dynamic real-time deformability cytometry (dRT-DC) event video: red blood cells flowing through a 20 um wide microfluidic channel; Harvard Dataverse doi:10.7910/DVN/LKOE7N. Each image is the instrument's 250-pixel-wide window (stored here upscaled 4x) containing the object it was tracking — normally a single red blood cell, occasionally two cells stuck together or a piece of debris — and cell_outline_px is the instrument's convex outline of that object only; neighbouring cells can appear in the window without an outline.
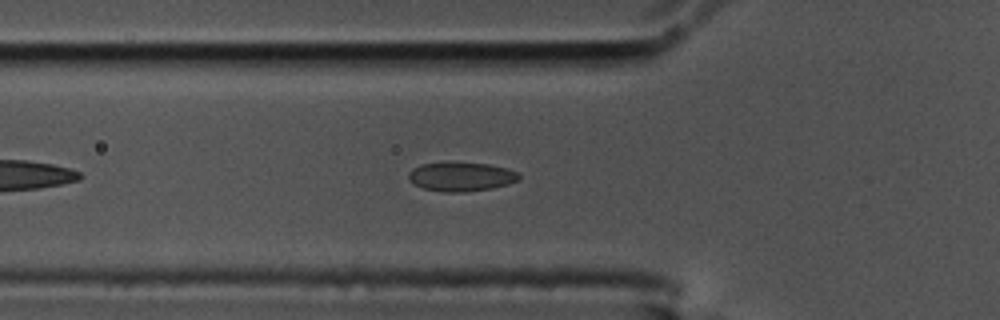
{"species": "common noctule bat (a hibernating species)", "species_latin": "Nyctalus noctula", "temperature_condition": "cold", "stored_images_in_passage": 41, "camera_frame_rate_fps": 3000, "um_per_image_px": 0.085, "animal": {"sex": "male", "body_mass_g": 17.5, "forearm_length_mm": 52.3}, "frame": {"image": 1, "passage_image": 8, "time_ms": 2.333, "image_size_px": [1000, 320], "cell_outline_px": [[520, 180], [508, 184], [492, 188], [464, 192], [440, 192], [424, 188], [408, 180], [408, 172], [412, 168], [420, 164], [488, 164], [504, 168], [516, 172], [520, 176]], "centroid_in_image_um": [39.18, 15.05], "position_along_channel_um": 86.6, "area_um2": 18.21}}
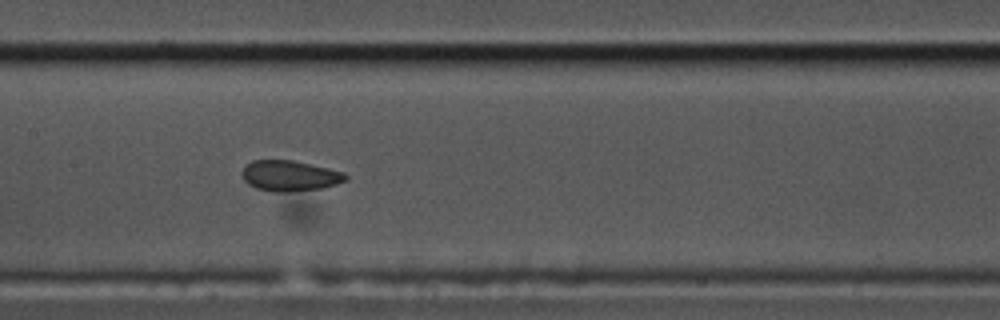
{"frame": {"image": 2, "passage_image": 16, "time_ms": 5.0, "image_size_px": [1000, 320], "cell_outline_px": [[348, 180], [336, 184], [320, 188], [284, 192], [276, 192], [256, 188], [248, 184], [244, 180], [240, 172], [252, 160], [292, 160], [312, 164], [344, 172], [348, 176]], "centroid_in_image_um": [24.63, 14.93], "position_along_channel_um": 182.8, "area_um2": 18.44}}
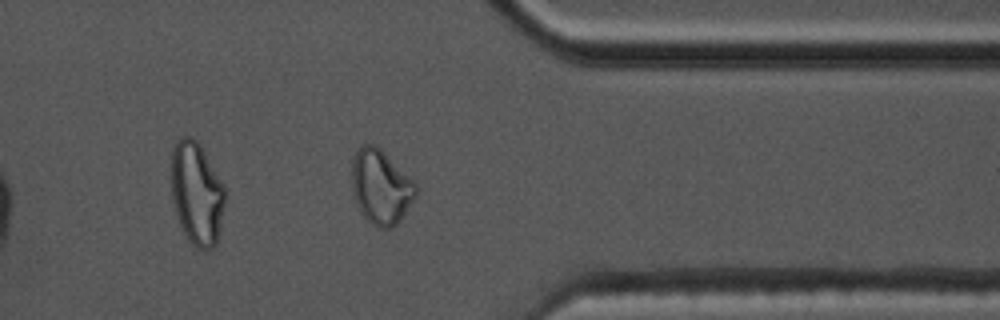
{"frame": {"image": 3, "passage_image": 33, "time_ms": 10.667, "image_size_px": [1000, 320], "cell_outline_px": [[420, 188], [416, 196], [400, 220], [396, 224], [388, 228], [376, 228], [360, 212], [356, 204], [352, 192], [352, 160], [360, 144], [376, 144]], "centroid_in_image_um": [32.36, 15.89], "position_along_channel_um": 379.0, "area_um2": 27.8}}